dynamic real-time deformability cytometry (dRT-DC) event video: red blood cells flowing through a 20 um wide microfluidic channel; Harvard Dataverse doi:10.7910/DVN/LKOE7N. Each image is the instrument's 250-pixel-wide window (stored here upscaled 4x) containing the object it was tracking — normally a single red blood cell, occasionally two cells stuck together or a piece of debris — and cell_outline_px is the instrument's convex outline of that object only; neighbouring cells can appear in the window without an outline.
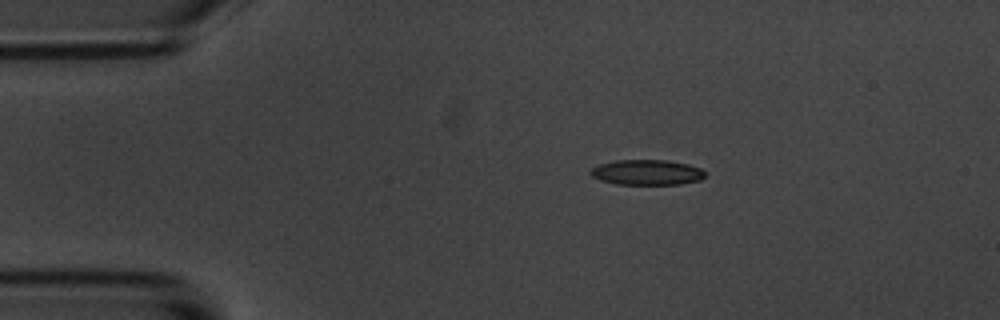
{"species": "common noctule bat (a hibernating species)", "species_latin": "Nyctalus noctula", "temperature_condition": "room temperature", "stored_images_in_passage": 6, "camera_frame_rate_fps": 3000, "um_per_image_px": 0.085, "animal": {"sex": "male", "body_mass_g": 20.1, "forearm_length_mm": 53.5}, "frame": {"image": 1, "passage_image": 3, "time_ms": 2.333, "image_size_px": [1000, 320], "cell_outline_px": [[704, 176], [700, 180], [680, 184], [616, 184], [600, 180], [592, 176], [588, 172], [592, 168], [600, 164], [616, 160], [668, 160], [688, 164], [700, 168], [704, 172]], "centroid_in_image_um": [54.97, 14.65], "position_along_channel_um": 30.0, "area_um2": 16.82}}
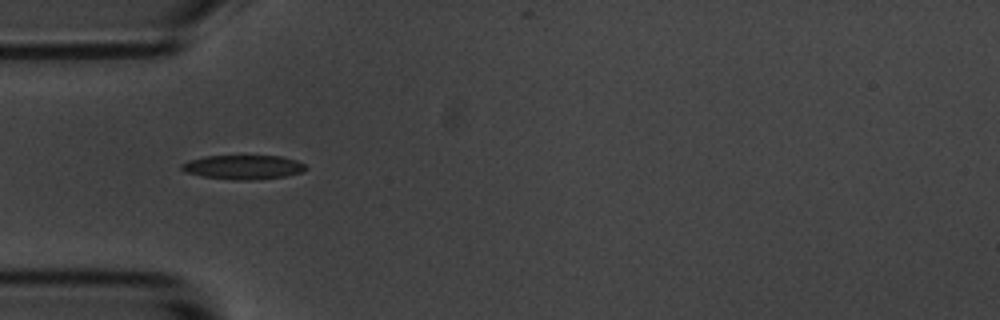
{"frame": {"image": 2, "passage_image": 5, "time_ms": 4.667, "image_size_px": [1000, 320], "cell_outline_px": [[308, 168], [304, 172], [284, 176], [252, 180], [232, 180], [200, 176], [184, 172], [180, 168], [180, 164], [188, 160], [204, 156], [280, 156], [296, 160], [304, 164]], "centroid_in_image_um": [20.64, 14.21], "position_along_channel_um": 64.4, "area_um2": 17.69}}